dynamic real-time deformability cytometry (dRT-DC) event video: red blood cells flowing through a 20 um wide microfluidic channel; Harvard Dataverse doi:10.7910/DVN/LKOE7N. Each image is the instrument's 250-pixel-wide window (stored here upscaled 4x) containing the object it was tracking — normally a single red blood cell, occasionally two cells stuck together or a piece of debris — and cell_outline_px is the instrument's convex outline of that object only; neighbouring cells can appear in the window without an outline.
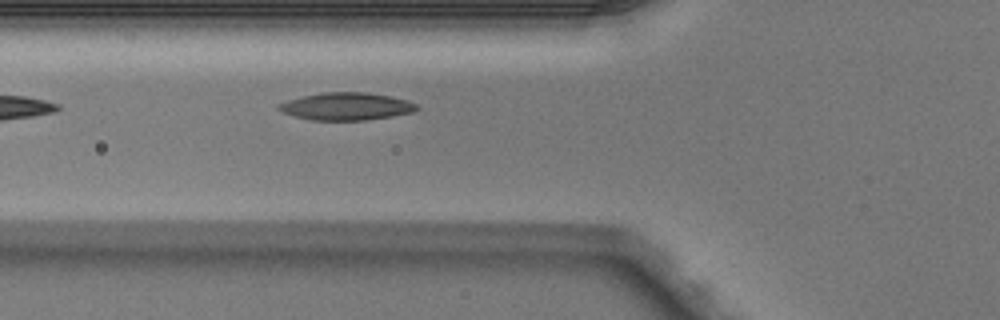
{"species": "Egyptian fruit bat (a non-hibernating species)", "species_latin": "Rousettus aegyptiacus", "temperature_condition": "warm", "stored_images_in_passage": 2, "camera_frame_rate_fps": 3000, "um_per_image_px": 0.085, "animal": {"sex": "male"}, "frame": {"image": 1, "passage_image": 2, "time_ms": 0.333, "image_size_px": [1000, 320], "cell_outline_px": [[420, 108], [412, 112], [392, 116], [368, 120], [308, 120], [284, 112], [276, 108], [276, 104], [288, 100], [320, 92], [368, 92], [408, 100], [416, 104]], "centroid_in_image_um": [29.44, 9.04], "position_along_channel_um": 96.4, "area_um2": 22.14}}